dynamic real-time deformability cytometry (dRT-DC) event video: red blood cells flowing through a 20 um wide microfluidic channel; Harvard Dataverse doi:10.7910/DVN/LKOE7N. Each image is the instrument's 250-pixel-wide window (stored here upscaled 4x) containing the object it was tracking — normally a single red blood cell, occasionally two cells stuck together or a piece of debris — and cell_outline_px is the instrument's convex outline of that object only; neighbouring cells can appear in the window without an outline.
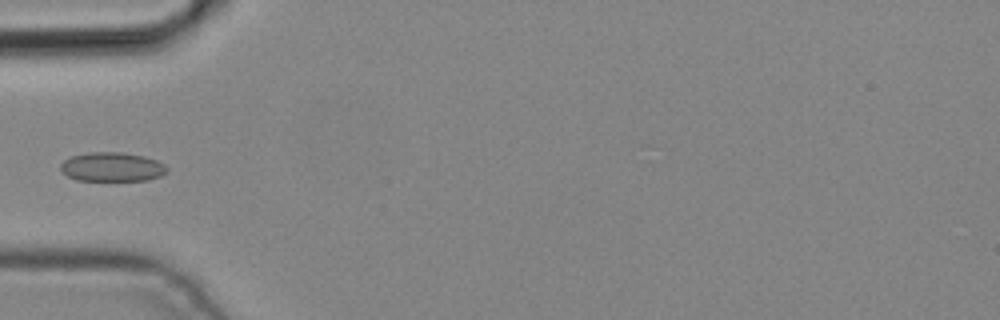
{"species": "common noctule bat (a hibernating species)", "species_latin": "Nyctalus noctula", "temperature_condition": "cold", "stored_images_in_passage": 4, "camera_frame_rate_fps": 3000, "um_per_image_px": 0.085, "animal": {"sex": "male", "body_mass_g": 19.2, "forearm_length_mm": 51.8}, "frame": {"image": 1, "passage_image": 4, "time_ms": 1.0, "image_size_px": [1000, 320], "cell_outline_px": [[168, 172], [160, 176], [148, 180], [76, 180], [60, 172], [60, 164], [64, 160], [72, 156], [88, 152], [124, 152], [144, 156], [156, 160], [164, 164], [168, 168]], "centroid_in_image_um": [9.52, 14.18], "position_along_channel_um": 75.5, "area_um2": 18.21}}